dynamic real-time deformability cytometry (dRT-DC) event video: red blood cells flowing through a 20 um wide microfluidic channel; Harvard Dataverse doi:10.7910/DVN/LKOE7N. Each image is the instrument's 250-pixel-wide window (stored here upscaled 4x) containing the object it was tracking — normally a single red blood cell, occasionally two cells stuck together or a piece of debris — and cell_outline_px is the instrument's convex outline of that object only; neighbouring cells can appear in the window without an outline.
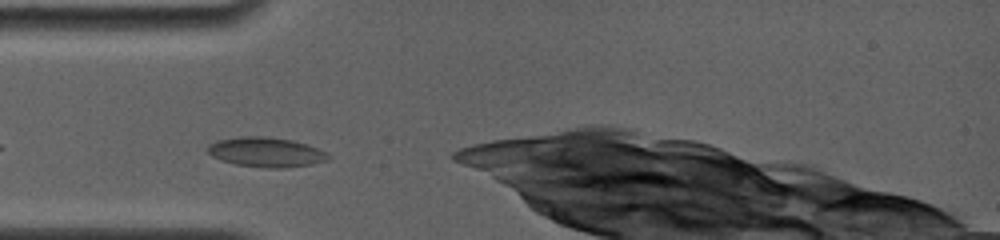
{"species": "common noctule bat (a hibernating species)", "species_latin": "Nyctalus noctula", "temperature_condition": "room temperature", "stored_images_in_passage": 10, "camera_frame_rate_fps": 4000, "um_per_image_px": 0.085, "animal": {"sex": "female", "body_mass_g": 19.0, "forearm_length_mm": 56.7}, "frame": {"image": 1, "passage_image": 2, "time_ms": 0.5, "image_size_px": [1000, 240], "cell_outline_px": [[332, 156], [328, 160], [312, 164], [280, 168], [268, 168], [236, 164], [220, 160], [212, 156], [208, 152], [208, 144], [216, 140], [240, 136], [264, 136], [292, 140], [328, 152]], "centroid_in_image_um": [22.61, 12.93], "position_along_channel_um": 62.4, "area_um2": 20.87}}
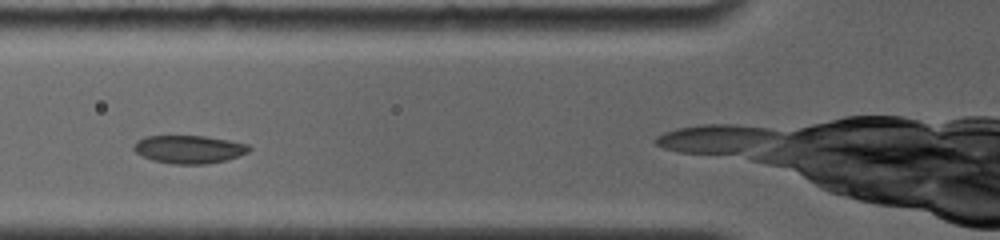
{"frame": {"image": 2, "passage_image": 5, "time_ms": 1.75, "image_size_px": [1000, 240], "cell_outline_px": [[252, 148], [248, 152], [224, 160], [204, 164], [172, 164], [152, 160], [136, 152], [132, 148], [132, 144], [136, 140], [144, 136], [204, 136], [228, 140], [248, 144]], "centroid_in_image_um": [16.02, 12.68], "position_along_channel_um": 109.8, "area_um2": 18.79}}
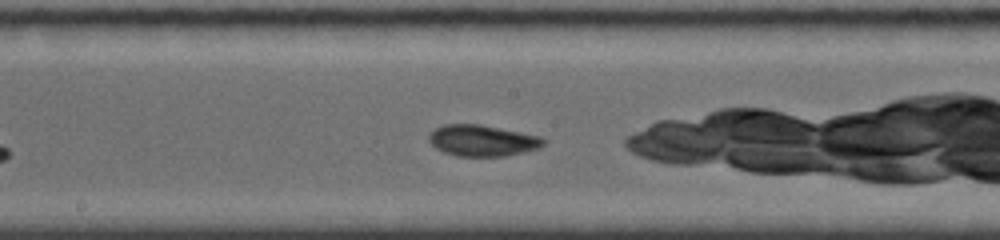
{"frame": {"image": 3, "passage_image": 10, "time_ms": 5.5, "image_size_px": [1000, 240], "cell_outline_px": [[548, 140], [540, 148], [524, 152], [504, 156], [456, 156], [444, 152], [436, 148], [428, 140], [428, 136], [436, 128], [444, 124], [480, 124], [540, 136]], "centroid_in_image_um": [41.02, 11.95], "position_along_channel_um": 207.2, "area_um2": 20.87}}